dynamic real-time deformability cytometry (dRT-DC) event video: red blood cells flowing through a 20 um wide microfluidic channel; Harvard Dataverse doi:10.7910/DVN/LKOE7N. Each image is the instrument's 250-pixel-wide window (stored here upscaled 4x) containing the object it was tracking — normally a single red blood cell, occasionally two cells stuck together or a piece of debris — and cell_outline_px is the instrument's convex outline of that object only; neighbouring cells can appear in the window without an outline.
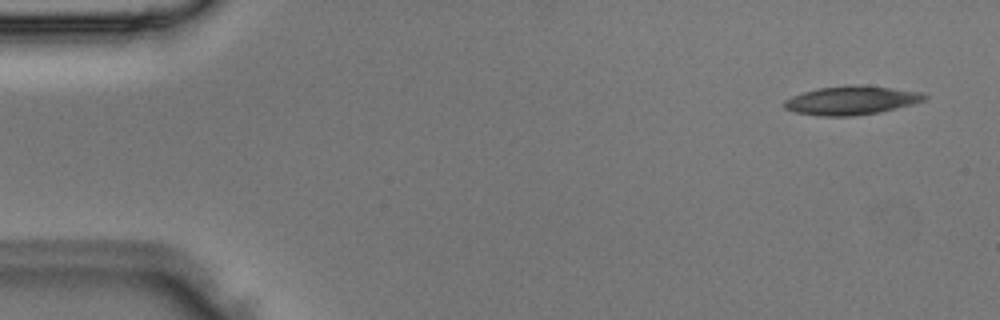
{"species": "Egyptian fruit bat (a non-hibernating species)", "species_latin": "Rousettus aegyptiacus", "temperature_condition": "room temperature", "stored_images_in_passage": 4, "camera_frame_rate_fps": 3000, "um_per_image_px": 0.085, "animal": {"sex": "male"}, "frame": {"image": 1, "passage_image": 1, "time_ms": 0.0, "image_size_px": [1000, 320], "cell_outline_px": [[928, 96], [924, 100], [912, 104], [880, 112], [852, 116], [820, 116], [796, 112], [784, 108], [784, 100], [792, 96], [804, 92], [820, 88], [848, 84], [856, 84], [892, 88], [924, 92]], "centroid_in_image_um": [72.38, 8.52], "position_along_channel_um": 12.6, "area_um2": 23.47}}